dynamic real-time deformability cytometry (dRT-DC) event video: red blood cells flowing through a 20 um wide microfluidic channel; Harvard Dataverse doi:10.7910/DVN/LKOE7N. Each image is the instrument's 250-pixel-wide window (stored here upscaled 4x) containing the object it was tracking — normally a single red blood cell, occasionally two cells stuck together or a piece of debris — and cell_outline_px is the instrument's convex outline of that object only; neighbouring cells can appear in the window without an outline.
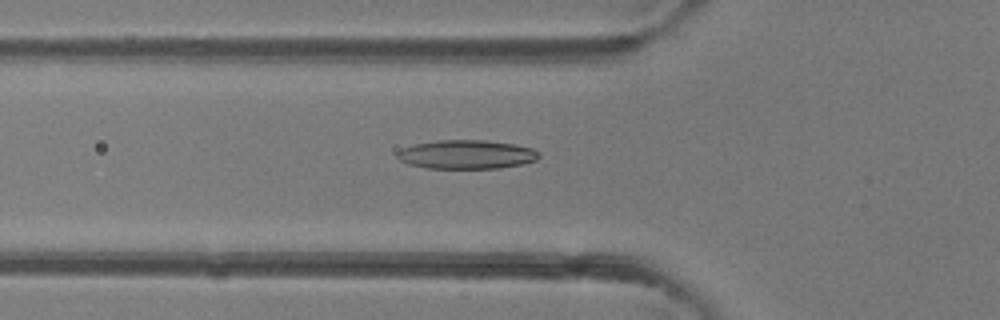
{"species": "common noctule bat (a hibernating species)", "species_latin": "Nyctalus noctula", "temperature_condition": "room temperature", "stored_images_in_passage": 48, "camera_frame_rate_fps": 3000, "um_per_image_px": 0.085, "animal": {"sex": "female"}, "frame": {"image": 1, "passage_image": 17, "time_ms": 5.333, "image_size_px": [1000, 320], "cell_outline_px": [[540, 156], [536, 160], [520, 164], [500, 168], [428, 168], [408, 164], [400, 160], [396, 156], [396, 152], [400, 148], [416, 144], [436, 140], [488, 140], [516, 144], [532, 148], [540, 152]], "centroid_in_image_um": [39.65, 13.12], "position_along_channel_um": 86.1, "area_um2": 23.99}}
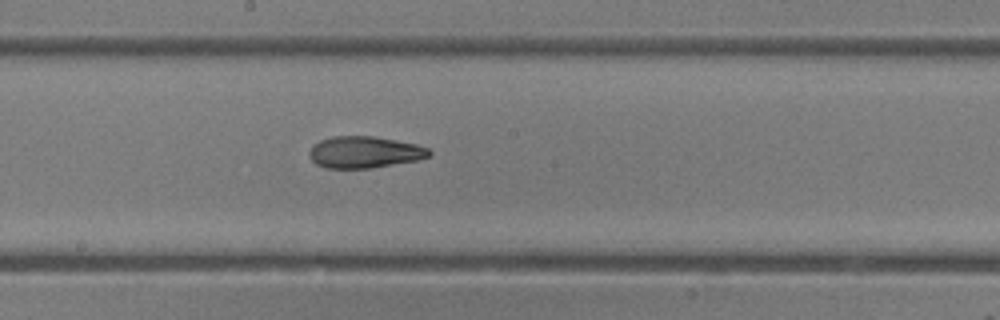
{"frame": {"image": 2, "passage_image": 26, "time_ms": 8.333, "image_size_px": [1000, 320], "cell_outline_px": [[432, 152], [428, 156], [416, 160], [372, 168], [324, 168], [316, 164], [308, 156], [308, 152], [312, 144], [320, 140], [332, 136], [372, 136], [396, 140], [416, 144], [428, 148]], "centroid_in_image_um": [30.93, 12.93], "position_along_channel_um": 217.3, "area_um2": 22.2}}
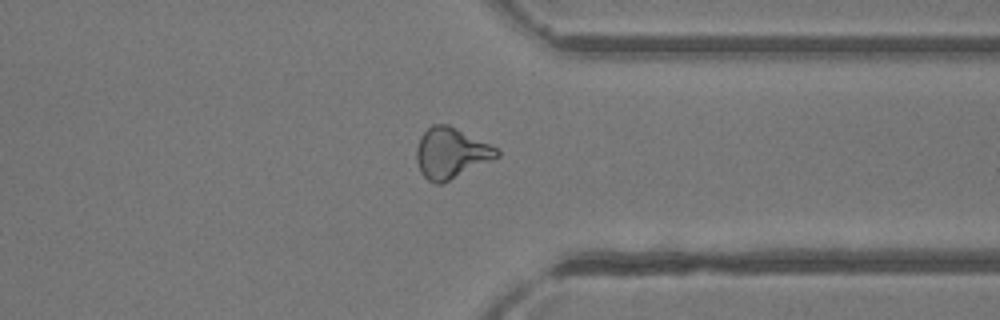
{"frame": {"image": 3, "passage_image": 37, "time_ms": 12.0, "image_size_px": [1000, 320], "cell_outline_px": [[500, 156], [440, 184], [436, 184], [428, 180], [420, 172], [416, 160], [416, 148], [420, 136], [432, 124], [448, 124], [496, 148], [500, 152]], "centroid_in_image_um": [38.29, 13.01], "position_along_channel_um": 373.1, "area_um2": 23.29}, "authors_computed_cell_mechanics": {"area_um2": 23.0333, "velocity_mm_per_s": 4.337, "shape_relaxation_time_tau1_ms": 7.6456, "shape_relaxation_time_tau2_ms": 3.6917, "deformation_change_tau1": 0.1997, "deformation_change_tau2": 0.1276}}